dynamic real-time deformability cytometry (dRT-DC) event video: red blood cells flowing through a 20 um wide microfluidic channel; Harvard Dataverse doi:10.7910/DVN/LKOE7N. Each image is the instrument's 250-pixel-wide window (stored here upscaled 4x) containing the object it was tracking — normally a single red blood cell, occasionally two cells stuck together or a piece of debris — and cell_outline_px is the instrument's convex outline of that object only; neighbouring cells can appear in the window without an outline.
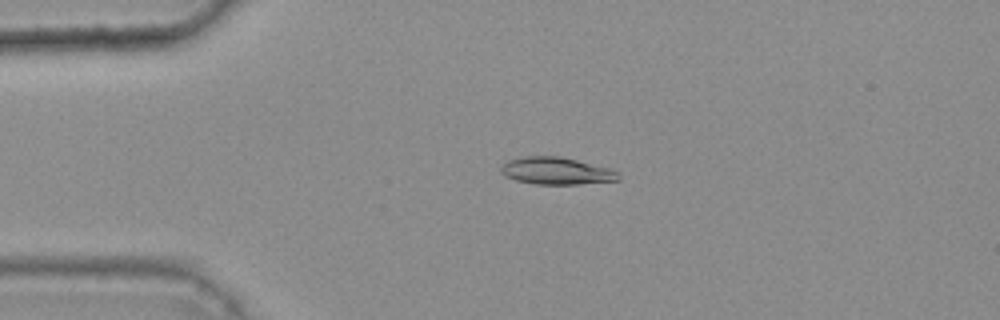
{"species": "common noctule bat (a hibernating species)", "species_latin": "Nyctalus noctula", "temperature_condition": "warm", "stored_images_in_passage": 41, "camera_frame_rate_fps": 3000, "um_per_image_px": 0.085, "animal": {"sex": "female", "body_mass_g": 25.1}, "frame": {"image": 1, "passage_image": 7, "time_ms": 2.0, "image_size_px": [1000, 320], "cell_outline_px": [[620, 180], [576, 184], [536, 184], [516, 180], [504, 176], [500, 172], [500, 164], [508, 160], [524, 156], [560, 156], [608, 168], [616, 172], [620, 176]], "centroid_in_image_um": [47.22, 14.52], "position_along_channel_um": 37.8, "area_um2": 18.55}}
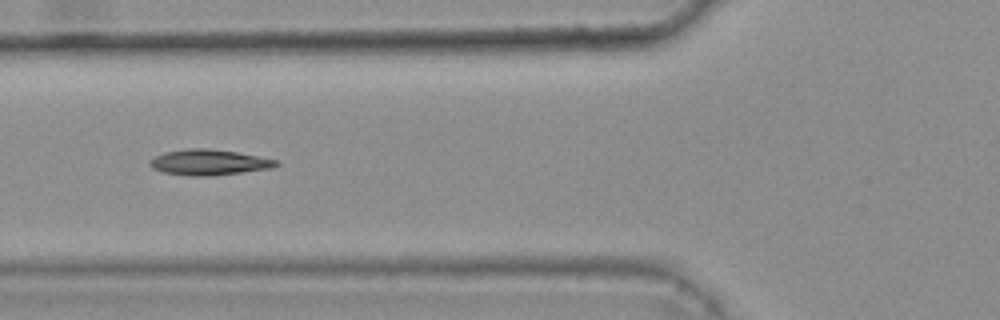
{"frame": {"image": 2, "passage_image": 15, "time_ms": 4.667, "image_size_px": [1000, 320], "cell_outline_px": [[280, 164], [272, 168], [212, 176], [192, 176], [164, 172], [152, 168], [148, 164], [148, 160], [156, 156], [168, 152], [188, 148], [208, 148], [236, 152], [280, 160]], "centroid_in_image_um": [17.79, 13.8], "position_along_channel_um": 108.0, "area_um2": 18.84}}
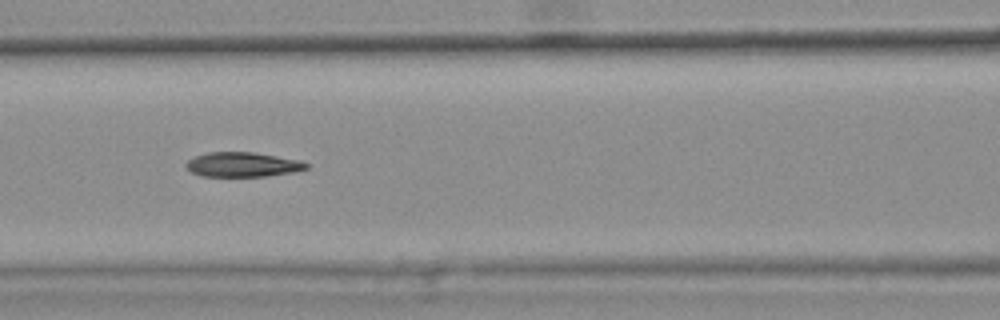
{"frame": {"image": 3, "passage_image": 18, "time_ms": 5.667, "image_size_px": [1000, 320], "cell_outline_px": [[308, 168], [296, 172], [264, 176], [200, 176], [192, 172], [184, 164], [188, 160], [196, 156], [208, 152], [252, 152], [300, 160], [308, 164]], "centroid_in_image_um": [20.63, 13.99], "position_along_channel_um": 146.0, "area_um2": 17.17}, "authors_computed_cell_mechanics": {"area_um2": 18.0914, "velocity_mm_per_s": 3.7861, "shape_relaxation_time_tau1_ms": 11.3289, "shape_relaxation_time_tau2_ms": 6.6117, "deformation_change_tau1": 0.2418, "deformation_change_tau2": 0.1331}}